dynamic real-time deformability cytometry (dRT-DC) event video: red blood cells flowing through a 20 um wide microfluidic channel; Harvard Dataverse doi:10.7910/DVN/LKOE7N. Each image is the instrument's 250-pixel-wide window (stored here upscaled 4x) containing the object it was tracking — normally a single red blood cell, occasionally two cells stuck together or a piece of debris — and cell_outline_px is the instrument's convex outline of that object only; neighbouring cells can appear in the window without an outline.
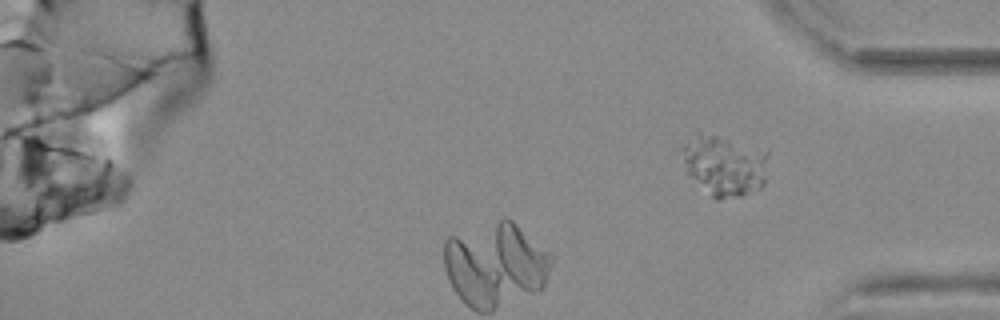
{"species": "common noctule bat (a hibernating species)", "species_latin": "Nyctalus noctula", "temperature_condition": "warm", "stored_images_in_passage": 41, "camera_frame_rate_fps": 3000, "um_per_image_px": 0.085, "animal": {"sex": "female", "body_mass_g": 25.1}, "frame": {"image": 1, "passage_image": 41, "time_ms": 13.333, "image_size_px": [1000, 320], "cell_outline_px": [[768, 152], [764, 184], [760, 188], [744, 196], [716, 200], [688, 176], [684, 172], [680, 148], [696, 132], [700, 132], [768, 148]], "centroid_in_image_um": [61.56, 14.05], "position_along_channel_um": 373.6, "area_um2": 31.39}}